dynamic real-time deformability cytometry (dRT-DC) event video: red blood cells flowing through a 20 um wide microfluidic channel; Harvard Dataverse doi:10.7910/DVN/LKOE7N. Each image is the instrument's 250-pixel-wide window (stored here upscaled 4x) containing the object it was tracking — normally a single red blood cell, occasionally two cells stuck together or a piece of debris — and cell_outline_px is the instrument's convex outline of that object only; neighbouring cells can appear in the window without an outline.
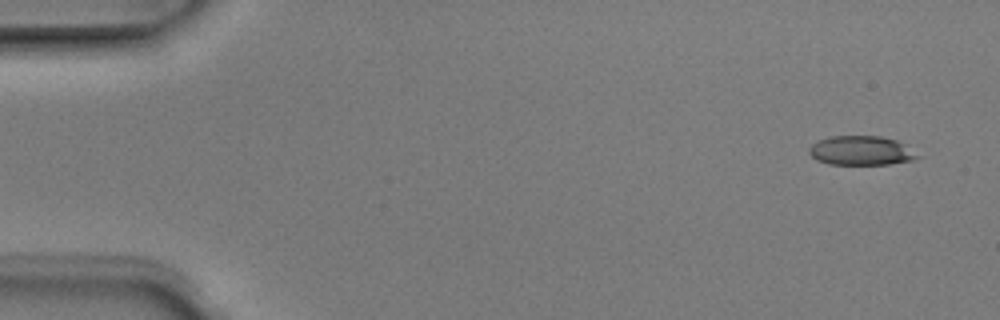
{"species": "Egyptian fruit bat (a non-hibernating species)", "species_latin": "Rousettus aegyptiacus", "temperature_condition": "room temperature", "stored_images_in_passage": 6, "camera_frame_rate_fps": 3000, "um_per_image_px": 0.085, "animal": {"sex": "male"}, "frame": {"image": 1, "passage_image": 1, "time_ms": 0.0, "image_size_px": [1000, 320], "cell_outline_px": [[920, 156], [912, 160], [888, 164], [828, 164], [816, 160], [808, 152], [808, 148], [812, 144], [820, 140], [832, 136], [880, 136], [896, 140], [904, 144]], "centroid_in_image_um": [73.17, 12.8], "position_along_channel_um": 11.8, "area_um2": 18.32}}
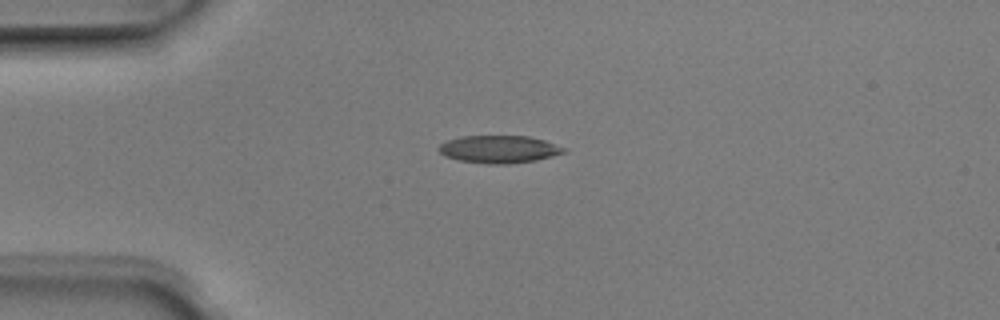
{"frame": {"image": 2, "passage_image": 4, "time_ms": 1.0, "image_size_px": [1000, 320], "cell_outline_px": [[564, 152], [552, 156], [536, 160], [508, 164], [488, 164], [460, 160], [444, 156], [440, 152], [440, 144], [448, 140], [460, 136], [528, 136], [544, 140], [564, 148]], "centroid_in_image_um": [42.39, 12.68], "position_along_channel_um": 42.6, "area_um2": 19.83}}
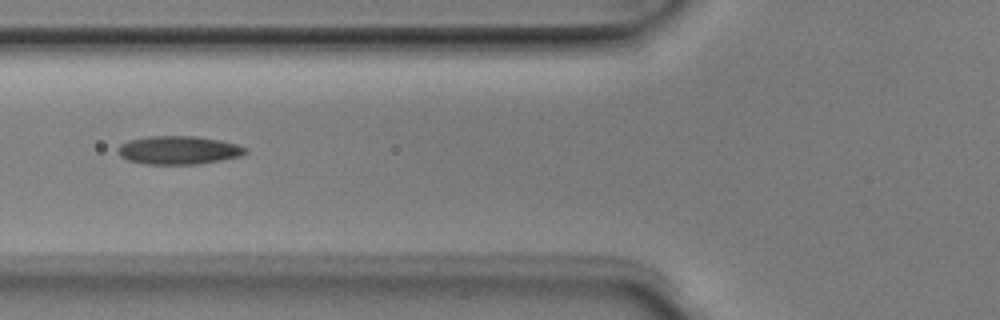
{"frame": {"image": 3, "passage_image": 6, "time_ms": 1.667, "image_size_px": [1000, 320], "cell_outline_px": [[248, 152], [240, 156], [200, 164], [144, 164], [128, 160], [120, 156], [116, 152], [116, 148], [120, 144], [128, 140], [148, 136], [196, 136], [220, 140], [236, 144], [248, 148]], "centroid_in_image_um": [15.15, 12.76], "position_along_channel_um": 110.7, "area_um2": 21.27}}